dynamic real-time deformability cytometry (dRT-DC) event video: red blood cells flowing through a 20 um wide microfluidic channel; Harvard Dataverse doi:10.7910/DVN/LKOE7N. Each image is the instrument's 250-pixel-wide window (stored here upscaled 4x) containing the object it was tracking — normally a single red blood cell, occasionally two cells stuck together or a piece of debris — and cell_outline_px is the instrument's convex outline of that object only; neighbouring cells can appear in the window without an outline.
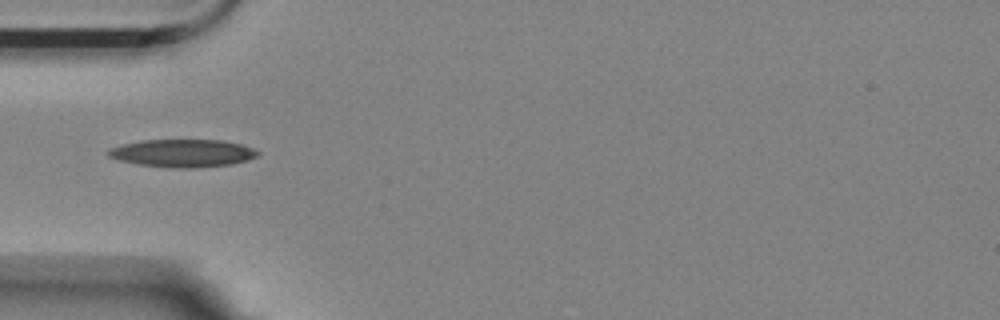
{"species": "Egyptian fruit bat (a non-hibernating species)", "species_latin": "Rousettus aegyptiacus", "temperature_condition": "room temperature", "stored_images_in_passage": 6, "camera_frame_rate_fps": 3000, "um_per_image_px": 0.085, "animal": {"sex": "female"}, "frame": {"image": 1, "passage_image": 5, "time_ms": 4.333, "image_size_px": [1000, 320], "cell_outline_px": [[260, 156], [248, 160], [232, 164], [196, 168], [172, 168], [140, 164], [120, 160], [108, 156], [104, 152], [108, 148], [140, 140], [224, 140], [240, 144], [252, 148], [260, 152]], "centroid_in_image_um": [15.54, 13.02], "position_along_channel_um": 69.5, "area_um2": 24.33}}
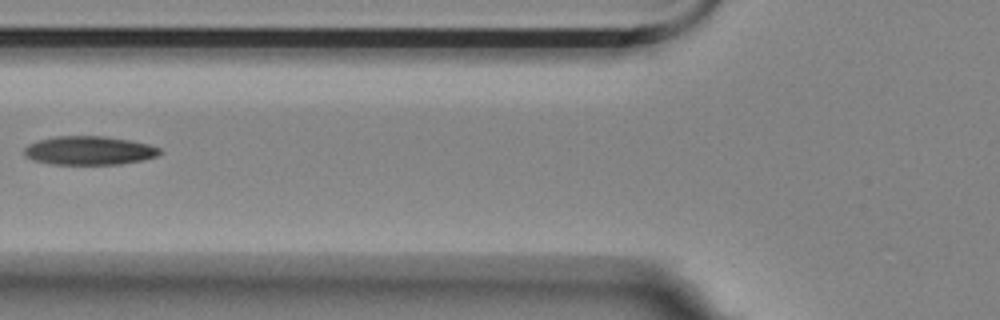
{"frame": {"image": 2, "passage_image": 6, "time_ms": 5.667, "image_size_px": [1000, 320], "cell_outline_px": [[164, 152], [156, 156], [144, 160], [120, 164], [52, 164], [32, 160], [24, 156], [24, 148], [28, 144], [36, 140], [56, 136], [104, 136], [128, 140], [148, 144], [160, 148]], "centroid_in_image_um": [7.56, 12.79], "position_along_channel_um": 118.2, "area_um2": 22.83}}